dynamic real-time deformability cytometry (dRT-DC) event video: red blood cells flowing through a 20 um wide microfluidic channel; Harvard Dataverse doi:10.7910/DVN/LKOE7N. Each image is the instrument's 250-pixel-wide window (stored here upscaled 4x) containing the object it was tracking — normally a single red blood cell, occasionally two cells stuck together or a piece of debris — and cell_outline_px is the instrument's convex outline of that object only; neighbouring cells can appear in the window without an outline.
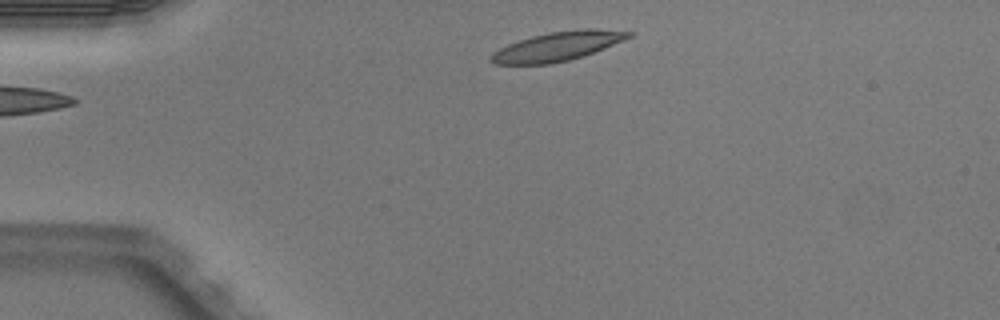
{"species": "Egyptian fruit bat (a non-hibernating species)", "species_latin": "Rousettus aegyptiacus", "temperature_condition": "warm", "stored_images_in_passage": 2, "camera_frame_rate_fps": 3000, "um_per_image_px": 0.085, "animal": {"sex": "male"}, "frame": {"image": 1, "passage_image": 1, "time_ms": 0.0, "image_size_px": [1000, 320], "cell_outline_px": [[636, 32], [632, 36], [624, 40], [584, 56], [568, 60], [548, 64], [492, 64], [488, 60], [492, 52], [508, 44], [532, 36], [548, 32], [584, 28], [596, 28]], "centroid_in_image_um": [47.4, 3.93], "position_along_channel_um": 37.6, "area_um2": 23.47}}